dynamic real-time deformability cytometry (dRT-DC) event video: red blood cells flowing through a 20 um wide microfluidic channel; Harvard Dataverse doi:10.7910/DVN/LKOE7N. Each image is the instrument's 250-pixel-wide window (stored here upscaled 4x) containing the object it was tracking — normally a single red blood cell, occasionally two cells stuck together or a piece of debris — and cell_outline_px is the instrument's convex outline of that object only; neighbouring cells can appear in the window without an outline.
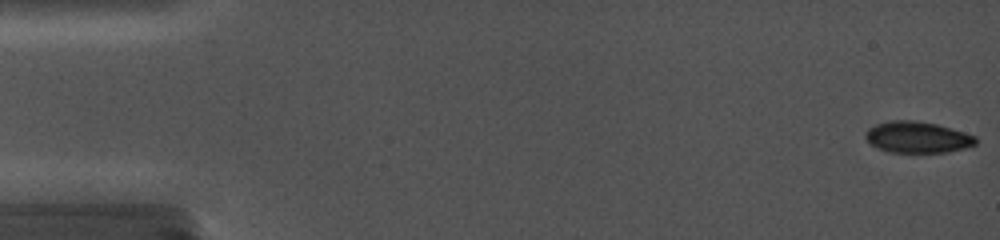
{"species": "common noctule bat (a hibernating species)", "species_latin": "Nyctalus noctula", "temperature_condition": "cold", "stored_images_in_passage": 21, "camera_frame_rate_fps": 5000, "um_per_image_px": 0.085, "animal": {"sex": "female", "body_mass_g": 19.0, "forearm_length_mm": 56.7}, "frame": {"image": 1, "passage_image": 1, "time_ms": 0.0, "image_size_px": [1000, 240], "cell_outline_px": [[976, 144], [964, 148], [948, 152], [888, 152], [872, 144], [864, 136], [868, 128], [876, 124], [888, 120], [912, 120], [936, 124], [964, 132], [976, 136]], "centroid_in_image_um": [77.97, 11.65], "position_along_channel_um": 7.0, "area_um2": 19.94}}
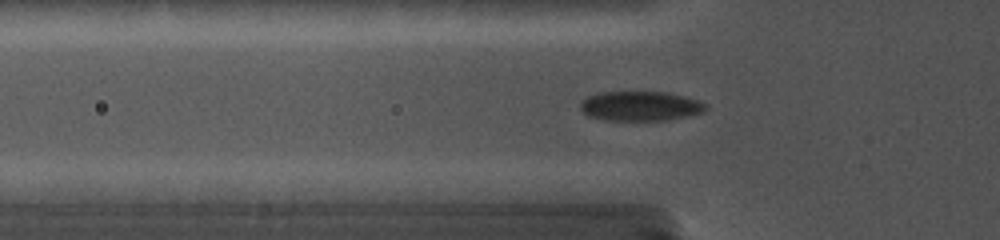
{"frame": {"image": 2, "passage_image": 15, "time_ms": 5.6, "image_size_px": [1000, 240], "cell_outline_px": [[708, 108], [704, 112], [668, 120], [604, 120], [588, 116], [580, 108], [580, 100], [596, 92], [668, 92], [684, 96], [708, 104]], "centroid_in_image_um": [54.41, 9.01], "position_along_channel_um": 71.4, "area_um2": 21.79}}
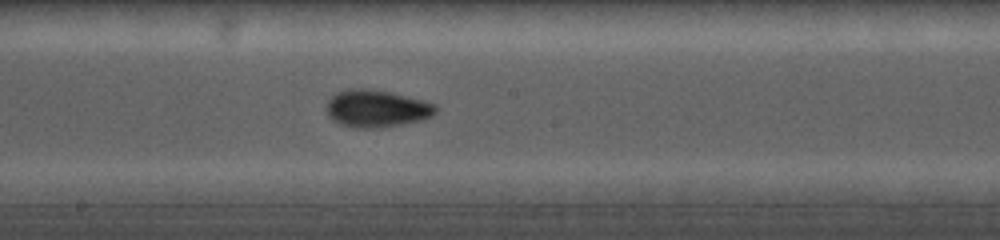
{"frame": {"image": 3, "passage_image": 21, "time_ms": 9.4, "image_size_px": [1000, 240], "cell_outline_px": [[436, 112], [432, 116], [420, 120], [400, 124], [372, 128], [364, 128], [340, 124], [328, 116], [328, 100], [336, 92], [348, 88], [364, 88], [392, 92], [436, 104]], "centroid_in_image_um": [32.01, 9.2], "position_along_channel_um": 216.2, "area_um2": 23.41}}